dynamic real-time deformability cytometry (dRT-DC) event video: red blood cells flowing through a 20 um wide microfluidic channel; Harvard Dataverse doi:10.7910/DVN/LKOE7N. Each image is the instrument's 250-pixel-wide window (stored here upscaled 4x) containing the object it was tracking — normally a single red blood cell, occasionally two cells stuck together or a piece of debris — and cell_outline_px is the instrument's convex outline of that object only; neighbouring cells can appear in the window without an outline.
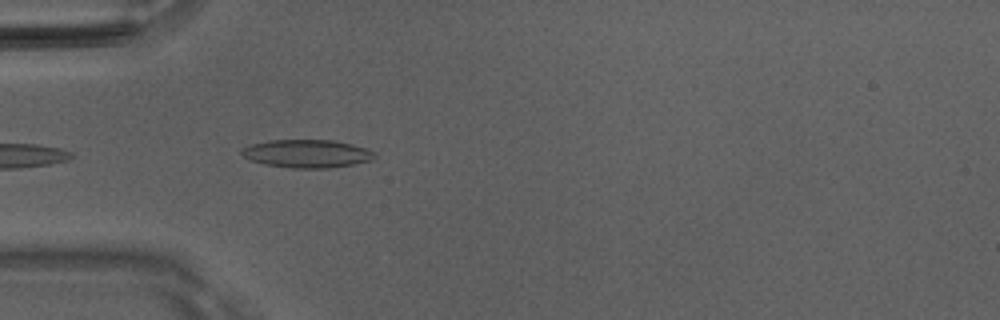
{"species": "Egyptian fruit bat (a non-hibernating species)", "species_latin": "Rousettus aegyptiacus", "temperature_condition": "room temperature", "stored_images_in_passage": 8, "camera_frame_rate_fps": 3000, "um_per_image_px": 0.085, "animal": {"sex": "male"}, "frame": {"image": 1, "passage_image": 2, "time_ms": 0.333, "image_size_px": [1000, 320], "cell_outline_px": [[376, 156], [372, 160], [332, 168], [288, 168], [264, 164], [248, 160], [240, 152], [240, 148], [248, 144], [268, 140], [332, 140], [352, 144], [376, 152]], "centroid_in_image_um": [26.04, 13.06], "position_along_channel_um": 59.0, "area_um2": 22.02}}